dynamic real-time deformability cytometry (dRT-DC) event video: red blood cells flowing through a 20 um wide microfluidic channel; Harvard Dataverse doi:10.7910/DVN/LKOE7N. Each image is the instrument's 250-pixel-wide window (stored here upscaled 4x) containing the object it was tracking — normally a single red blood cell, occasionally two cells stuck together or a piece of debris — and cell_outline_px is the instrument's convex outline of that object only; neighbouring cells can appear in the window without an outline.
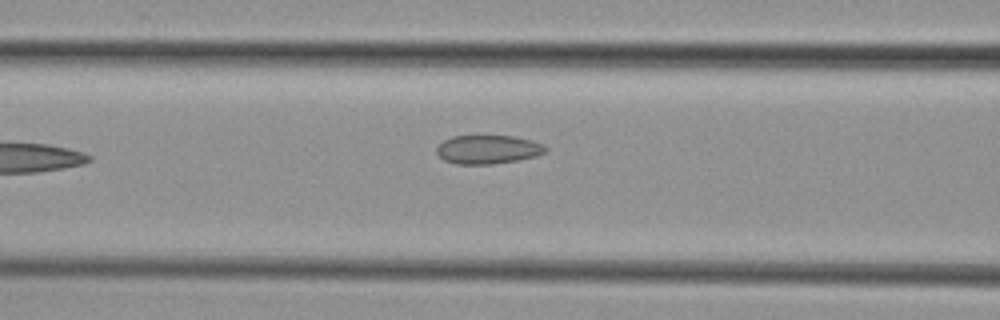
{"species": "common noctule bat (a hibernating species)", "species_latin": "Nyctalus noctula", "temperature_condition": "cold", "stored_images_in_passage": 8, "camera_frame_rate_fps": 3000, "um_per_image_px": 0.085, "animal": {"sex": "female", "body_mass_g": 29.2, "forearm_length_mm": 56.3}, "frame": {"image": 1, "passage_image": 8, "time_ms": 9.333, "image_size_px": [1000, 320], "cell_outline_px": [[548, 148], [544, 152], [536, 156], [516, 160], [492, 164], [456, 164], [444, 160], [436, 152], [436, 148], [444, 140], [452, 136], [512, 136], [532, 140], [544, 144]], "centroid_in_image_um": [41.47, 12.7], "position_along_channel_um": 125.1, "area_um2": 18.15}}